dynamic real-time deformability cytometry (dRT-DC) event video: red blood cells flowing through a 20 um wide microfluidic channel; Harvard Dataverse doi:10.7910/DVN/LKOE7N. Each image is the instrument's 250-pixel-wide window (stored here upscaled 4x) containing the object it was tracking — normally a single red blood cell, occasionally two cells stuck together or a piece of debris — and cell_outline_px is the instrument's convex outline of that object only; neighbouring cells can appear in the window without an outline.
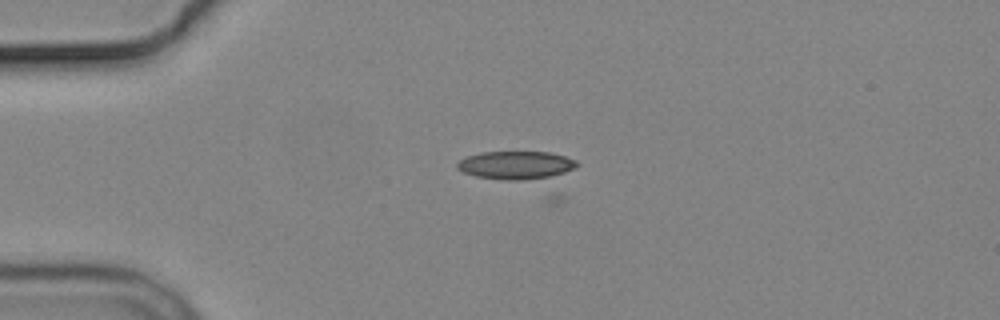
{"species": "common noctule bat (a hibernating species)", "species_latin": "Nyctalus noctula", "temperature_condition": "cold", "stored_images_in_passage": 3, "camera_frame_rate_fps": 3000, "um_per_image_px": 0.085, "animal": {"sex": "male", "body_mass_g": 19.2, "forearm_length_mm": 51.8}, "frame": {"image": 1, "passage_image": 1, "time_ms": 0.0, "image_size_px": [1000, 320], "cell_outline_px": [[580, 164], [564, 172], [548, 176], [524, 180], [504, 180], [476, 176], [464, 172], [456, 168], [456, 164], [460, 160], [468, 156], [480, 152], [552, 152], [576, 160]], "centroid_in_image_um": [43.83, 14.02], "position_along_channel_um": 41.2, "area_um2": 19.36}}